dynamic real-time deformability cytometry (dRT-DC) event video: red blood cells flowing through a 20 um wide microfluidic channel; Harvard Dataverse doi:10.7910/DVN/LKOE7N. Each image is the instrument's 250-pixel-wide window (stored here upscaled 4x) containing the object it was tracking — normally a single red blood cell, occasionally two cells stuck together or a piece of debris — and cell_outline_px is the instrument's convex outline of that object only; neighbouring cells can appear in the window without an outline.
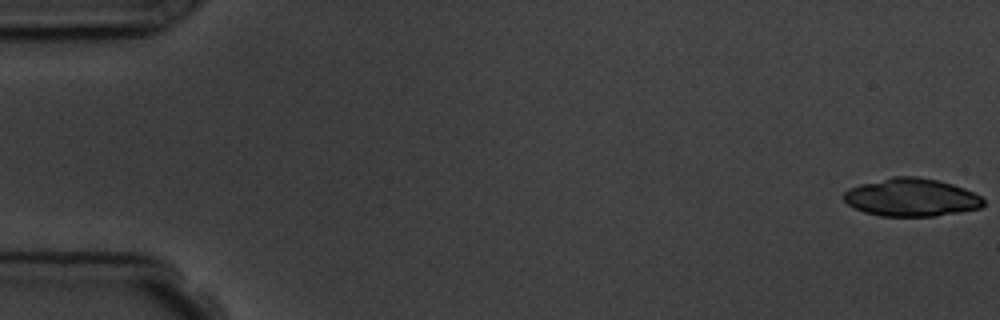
{"species": "common noctule bat (a hibernating species)", "species_latin": "Nyctalus noctula", "temperature_condition": "room temperature", "stored_images_in_passage": 6, "camera_frame_rate_fps": 3000, "um_per_image_px": 0.085, "animal": {"sex": "male", "body_mass_g": 19.5, "forearm_length_mm": 54.6}, "frame": {"image": 1, "passage_image": 1, "time_ms": 0.0, "image_size_px": [1000, 320], "cell_outline_px": [[984, 204], [980, 208], [960, 212], [936, 216], [880, 216], [864, 212], [848, 204], [844, 200], [844, 192], [848, 188], [860, 184], [892, 176], [916, 176], [936, 180], [952, 184], [964, 188], [980, 196], [984, 200]], "centroid_in_image_um": [77.45, 16.78], "position_along_channel_um": 7.5, "area_um2": 30.87}}